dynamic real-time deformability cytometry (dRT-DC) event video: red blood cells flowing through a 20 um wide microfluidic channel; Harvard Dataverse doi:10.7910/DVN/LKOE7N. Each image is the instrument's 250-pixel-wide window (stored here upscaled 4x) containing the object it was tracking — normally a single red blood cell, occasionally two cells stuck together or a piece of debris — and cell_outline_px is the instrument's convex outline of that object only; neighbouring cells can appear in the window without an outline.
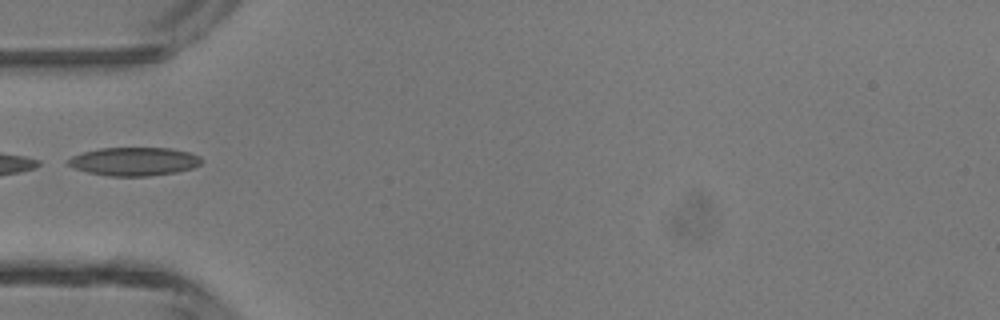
{"species": "common noctule bat (a hibernating species)", "species_latin": "Nyctalus noctula", "temperature_condition": "room temperature", "stored_images_in_passage": 22, "camera_frame_rate_fps": 3000, "um_per_image_px": 0.085, "animal": {"sex": "male", "body_mass_g": 13.3}, "frame": {"image": 1, "passage_image": 1, "time_ms": 0.0, "image_size_px": [1000, 320], "cell_outline_px": [[204, 160], [200, 164], [192, 168], [176, 172], [148, 176], [108, 176], [88, 172], [72, 168], [68, 164], [68, 160], [72, 156], [84, 152], [100, 148], [168, 148], [188, 152], [200, 156]], "centroid_in_image_um": [11.41, 13.73], "position_along_channel_um": 73.6, "area_um2": 22.02}}